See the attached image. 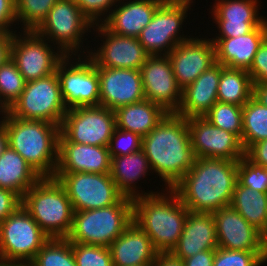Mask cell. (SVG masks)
Wrapping results in <instances>:
<instances>
[{"label": "cell", "mask_w": 267, "mask_h": 266, "mask_svg": "<svg viewBox=\"0 0 267 266\" xmlns=\"http://www.w3.org/2000/svg\"><path fill=\"white\" fill-rule=\"evenodd\" d=\"M215 250H205L183 260L184 266H213Z\"/></svg>", "instance_id": "7dc6e473"}, {"label": "cell", "mask_w": 267, "mask_h": 266, "mask_svg": "<svg viewBox=\"0 0 267 266\" xmlns=\"http://www.w3.org/2000/svg\"><path fill=\"white\" fill-rule=\"evenodd\" d=\"M238 161L196 158L192 168L171 188L191 212L214 213L230 206Z\"/></svg>", "instance_id": "6da1fadb"}, {"label": "cell", "mask_w": 267, "mask_h": 266, "mask_svg": "<svg viewBox=\"0 0 267 266\" xmlns=\"http://www.w3.org/2000/svg\"><path fill=\"white\" fill-rule=\"evenodd\" d=\"M8 112L16 118L46 121L60 127L67 108L61 96L57 73L26 82Z\"/></svg>", "instance_id": "ba28073f"}, {"label": "cell", "mask_w": 267, "mask_h": 266, "mask_svg": "<svg viewBox=\"0 0 267 266\" xmlns=\"http://www.w3.org/2000/svg\"><path fill=\"white\" fill-rule=\"evenodd\" d=\"M110 169L111 156L108 147L69 142L60 133L55 173L109 174Z\"/></svg>", "instance_id": "7402d4cb"}, {"label": "cell", "mask_w": 267, "mask_h": 266, "mask_svg": "<svg viewBox=\"0 0 267 266\" xmlns=\"http://www.w3.org/2000/svg\"><path fill=\"white\" fill-rule=\"evenodd\" d=\"M218 247L229 250L267 251V238L231 206L212 213Z\"/></svg>", "instance_id": "ffe728a7"}, {"label": "cell", "mask_w": 267, "mask_h": 266, "mask_svg": "<svg viewBox=\"0 0 267 266\" xmlns=\"http://www.w3.org/2000/svg\"><path fill=\"white\" fill-rule=\"evenodd\" d=\"M253 82L247 70L221 65L218 102L243 106L252 97Z\"/></svg>", "instance_id": "1f68e13d"}, {"label": "cell", "mask_w": 267, "mask_h": 266, "mask_svg": "<svg viewBox=\"0 0 267 266\" xmlns=\"http://www.w3.org/2000/svg\"><path fill=\"white\" fill-rule=\"evenodd\" d=\"M178 86L183 90L216 63V48L211 38H195L179 43L167 55Z\"/></svg>", "instance_id": "ac0fdd59"}, {"label": "cell", "mask_w": 267, "mask_h": 266, "mask_svg": "<svg viewBox=\"0 0 267 266\" xmlns=\"http://www.w3.org/2000/svg\"><path fill=\"white\" fill-rule=\"evenodd\" d=\"M93 26L74 0H58L35 32L51 41L52 46L58 45L56 49H60L65 55L76 57L81 53L87 55L86 50L82 52L80 48H83L84 34L91 32L89 28Z\"/></svg>", "instance_id": "52a82bcc"}, {"label": "cell", "mask_w": 267, "mask_h": 266, "mask_svg": "<svg viewBox=\"0 0 267 266\" xmlns=\"http://www.w3.org/2000/svg\"><path fill=\"white\" fill-rule=\"evenodd\" d=\"M267 262V251L215 250L213 266H260Z\"/></svg>", "instance_id": "74e56055"}, {"label": "cell", "mask_w": 267, "mask_h": 266, "mask_svg": "<svg viewBox=\"0 0 267 266\" xmlns=\"http://www.w3.org/2000/svg\"><path fill=\"white\" fill-rule=\"evenodd\" d=\"M23 208L49 238H67L74 210L63 185L54 177H41L22 197Z\"/></svg>", "instance_id": "5b68a950"}, {"label": "cell", "mask_w": 267, "mask_h": 266, "mask_svg": "<svg viewBox=\"0 0 267 266\" xmlns=\"http://www.w3.org/2000/svg\"><path fill=\"white\" fill-rule=\"evenodd\" d=\"M265 26H266V30H267V19H265Z\"/></svg>", "instance_id": "9f6ffc18"}, {"label": "cell", "mask_w": 267, "mask_h": 266, "mask_svg": "<svg viewBox=\"0 0 267 266\" xmlns=\"http://www.w3.org/2000/svg\"><path fill=\"white\" fill-rule=\"evenodd\" d=\"M28 266H77L71 242L67 238H50Z\"/></svg>", "instance_id": "836d02e7"}, {"label": "cell", "mask_w": 267, "mask_h": 266, "mask_svg": "<svg viewBox=\"0 0 267 266\" xmlns=\"http://www.w3.org/2000/svg\"><path fill=\"white\" fill-rule=\"evenodd\" d=\"M8 145L41 176L54 177L58 164L60 127L41 120L5 116Z\"/></svg>", "instance_id": "277c9868"}, {"label": "cell", "mask_w": 267, "mask_h": 266, "mask_svg": "<svg viewBox=\"0 0 267 266\" xmlns=\"http://www.w3.org/2000/svg\"><path fill=\"white\" fill-rule=\"evenodd\" d=\"M217 248L218 241L213 215L189 211L179 242L169 253L183 261L201 251Z\"/></svg>", "instance_id": "603a6c76"}, {"label": "cell", "mask_w": 267, "mask_h": 266, "mask_svg": "<svg viewBox=\"0 0 267 266\" xmlns=\"http://www.w3.org/2000/svg\"><path fill=\"white\" fill-rule=\"evenodd\" d=\"M0 266H22L21 264L14 263V262H8L0 259Z\"/></svg>", "instance_id": "f5cc1de1"}, {"label": "cell", "mask_w": 267, "mask_h": 266, "mask_svg": "<svg viewBox=\"0 0 267 266\" xmlns=\"http://www.w3.org/2000/svg\"><path fill=\"white\" fill-rule=\"evenodd\" d=\"M195 158L239 161L245 156L241 140L233 133L213 126L205 117L187 119Z\"/></svg>", "instance_id": "e0dca14e"}, {"label": "cell", "mask_w": 267, "mask_h": 266, "mask_svg": "<svg viewBox=\"0 0 267 266\" xmlns=\"http://www.w3.org/2000/svg\"><path fill=\"white\" fill-rule=\"evenodd\" d=\"M213 126L242 137V106L216 102L203 116Z\"/></svg>", "instance_id": "e575fe53"}, {"label": "cell", "mask_w": 267, "mask_h": 266, "mask_svg": "<svg viewBox=\"0 0 267 266\" xmlns=\"http://www.w3.org/2000/svg\"><path fill=\"white\" fill-rule=\"evenodd\" d=\"M118 1L119 0H74L79 9L93 25L102 24L110 15V11H112L110 8H113V6L115 7ZM102 16L104 18H102Z\"/></svg>", "instance_id": "b9f144b4"}, {"label": "cell", "mask_w": 267, "mask_h": 266, "mask_svg": "<svg viewBox=\"0 0 267 266\" xmlns=\"http://www.w3.org/2000/svg\"><path fill=\"white\" fill-rule=\"evenodd\" d=\"M114 112L117 128L131 131L141 137L149 134L167 114L159 105L148 99L121 106Z\"/></svg>", "instance_id": "f1b7e54d"}, {"label": "cell", "mask_w": 267, "mask_h": 266, "mask_svg": "<svg viewBox=\"0 0 267 266\" xmlns=\"http://www.w3.org/2000/svg\"><path fill=\"white\" fill-rule=\"evenodd\" d=\"M267 139V107L253 97L242 106L241 143L245 152L259 141Z\"/></svg>", "instance_id": "d6a6232c"}, {"label": "cell", "mask_w": 267, "mask_h": 266, "mask_svg": "<svg viewBox=\"0 0 267 266\" xmlns=\"http://www.w3.org/2000/svg\"><path fill=\"white\" fill-rule=\"evenodd\" d=\"M54 178L65 188L74 211L107 207L124 197L110 173H55Z\"/></svg>", "instance_id": "4fadbf2b"}, {"label": "cell", "mask_w": 267, "mask_h": 266, "mask_svg": "<svg viewBox=\"0 0 267 266\" xmlns=\"http://www.w3.org/2000/svg\"><path fill=\"white\" fill-rule=\"evenodd\" d=\"M237 182L254 191L267 193V168L254 164L244 156L238 161Z\"/></svg>", "instance_id": "f35d334b"}, {"label": "cell", "mask_w": 267, "mask_h": 266, "mask_svg": "<svg viewBox=\"0 0 267 266\" xmlns=\"http://www.w3.org/2000/svg\"><path fill=\"white\" fill-rule=\"evenodd\" d=\"M245 156L254 164L267 168V139L254 143Z\"/></svg>", "instance_id": "bcb514c9"}, {"label": "cell", "mask_w": 267, "mask_h": 266, "mask_svg": "<svg viewBox=\"0 0 267 266\" xmlns=\"http://www.w3.org/2000/svg\"><path fill=\"white\" fill-rule=\"evenodd\" d=\"M41 178L27 161L9 146L0 156V188L21 198Z\"/></svg>", "instance_id": "f546056e"}, {"label": "cell", "mask_w": 267, "mask_h": 266, "mask_svg": "<svg viewBox=\"0 0 267 266\" xmlns=\"http://www.w3.org/2000/svg\"><path fill=\"white\" fill-rule=\"evenodd\" d=\"M155 266H184L183 261L173 257L170 253H158Z\"/></svg>", "instance_id": "681fc988"}, {"label": "cell", "mask_w": 267, "mask_h": 266, "mask_svg": "<svg viewBox=\"0 0 267 266\" xmlns=\"http://www.w3.org/2000/svg\"><path fill=\"white\" fill-rule=\"evenodd\" d=\"M220 77L221 64L216 62L182 90L181 105L176 114L186 119L204 116L218 101Z\"/></svg>", "instance_id": "484cf974"}, {"label": "cell", "mask_w": 267, "mask_h": 266, "mask_svg": "<svg viewBox=\"0 0 267 266\" xmlns=\"http://www.w3.org/2000/svg\"><path fill=\"white\" fill-rule=\"evenodd\" d=\"M26 81L9 58L0 66V101L9 109L24 90Z\"/></svg>", "instance_id": "8d00e7d4"}, {"label": "cell", "mask_w": 267, "mask_h": 266, "mask_svg": "<svg viewBox=\"0 0 267 266\" xmlns=\"http://www.w3.org/2000/svg\"><path fill=\"white\" fill-rule=\"evenodd\" d=\"M108 148L111 158L135 153L142 149V137L116 127Z\"/></svg>", "instance_id": "60d3db41"}, {"label": "cell", "mask_w": 267, "mask_h": 266, "mask_svg": "<svg viewBox=\"0 0 267 266\" xmlns=\"http://www.w3.org/2000/svg\"><path fill=\"white\" fill-rule=\"evenodd\" d=\"M77 266H114L109 247L71 243Z\"/></svg>", "instance_id": "ab89813d"}, {"label": "cell", "mask_w": 267, "mask_h": 266, "mask_svg": "<svg viewBox=\"0 0 267 266\" xmlns=\"http://www.w3.org/2000/svg\"><path fill=\"white\" fill-rule=\"evenodd\" d=\"M267 37L265 21L252 32L231 38H212L216 62L229 68L249 70L260 44Z\"/></svg>", "instance_id": "d4e9b609"}, {"label": "cell", "mask_w": 267, "mask_h": 266, "mask_svg": "<svg viewBox=\"0 0 267 266\" xmlns=\"http://www.w3.org/2000/svg\"><path fill=\"white\" fill-rule=\"evenodd\" d=\"M97 29V30H95ZM98 31L103 44L94 50L86 51L96 67L126 68L140 70L150 54L141 45L138 38L120 36L109 31L103 24L93 26ZM105 39V40H104Z\"/></svg>", "instance_id": "9a60e30c"}, {"label": "cell", "mask_w": 267, "mask_h": 266, "mask_svg": "<svg viewBox=\"0 0 267 266\" xmlns=\"http://www.w3.org/2000/svg\"><path fill=\"white\" fill-rule=\"evenodd\" d=\"M15 0H0V32L15 33L11 26L17 23ZM12 24V25H11Z\"/></svg>", "instance_id": "f6af8a7d"}, {"label": "cell", "mask_w": 267, "mask_h": 266, "mask_svg": "<svg viewBox=\"0 0 267 266\" xmlns=\"http://www.w3.org/2000/svg\"><path fill=\"white\" fill-rule=\"evenodd\" d=\"M116 128L114 110L101 105L68 109L60 133L73 143L108 147Z\"/></svg>", "instance_id": "7c38bea8"}, {"label": "cell", "mask_w": 267, "mask_h": 266, "mask_svg": "<svg viewBox=\"0 0 267 266\" xmlns=\"http://www.w3.org/2000/svg\"><path fill=\"white\" fill-rule=\"evenodd\" d=\"M2 113V114H1ZM8 113L7 107L0 101V114L6 116Z\"/></svg>", "instance_id": "db71d44e"}, {"label": "cell", "mask_w": 267, "mask_h": 266, "mask_svg": "<svg viewBox=\"0 0 267 266\" xmlns=\"http://www.w3.org/2000/svg\"><path fill=\"white\" fill-rule=\"evenodd\" d=\"M142 150L166 189L173 188L196 159L187 119L176 113H167L149 134L142 137Z\"/></svg>", "instance_id": "7a4b0ae2"}, {"label": "cell", "mask_w": 267, "mask_h": 266, "mask_svg": "<svg viewBox=\"0 0 267 266\" xmlns=\"http://www.w3.org/2000/svg\"><path fill=\"white\" fill-rule=\"evenodd\" d=\"M152 171L150 163L141 149L135 153L111 158L110 175L117 185L119 191L129 198H136L141 195H151L157 192L149 191L140 193L136 184L141 177H146ZM147 174V175H146ZM144 192V193H143Z\"/></svg>", "instance_id": "83f0119b"}, {"label": "cell", "mask_w": 267, "mask_h": 266, "mask_svg": "<svg viewBox=\"0 0 267 266\" xmlns=\"http://www.w3.org/2000/svg\"><path fill=\"white\" fill-rule=\"evenodd\" d=\"M133 221V200L123 197L117 204L74 211L67 239L71 243L109 247Z\"/></svg>", "instance_id": "8992f818"}, {"label": "cell", "mask_w": 267, "mask_h": 266, "mask_svg": "<svg viewBox=\"0 0 267 266\" xmlns=\"http://www.w3.org/2000/svg\"><path fill=\"white\" fill-rule=\"evenodd\" d=\"M81 55H77L78 58L75 59L72 55H66L56 68L61 96L67 110L75 107L99 105L98 71L87 55H85L86 57ZM71 58L74 61L77 60L76 63L72 62Z\"/></svg>", "instance_id": "8fae6325"}, {"label": "cell", "mask_w": 267, "mask_h": 266, "mask_svg": "<svg viewBox=\"0 0 267 266\" xmlns=\"http://www.w3.org/2000/svg\"><path fill=\"white\" fill-rule=\"evenodd\" d=\"M14 33L0 32V66L10 58V47Z\"/></svg>", "instance_id": "c3c4849f"}, {"label": "cell", "mask_w": 267, "mask_h": 266, "mask_svg": "<svg viewBox=\"0 0 267 266\" xmlns=\"http://www.w3.org/2000/svg\"><path fill=\"white\" fill-rule=\"evenodd\" d=\"M114 266H135L155 263L159 253L149 236L135 223L115 239L109 246Z\"/></svg>", "instance_id": "4316f807"}, {"label": "cell", "mask_w": 267, "mask_h": 266, "mask_svg": "<svg viewBox=\"0 0 267 266\" xmlns=\"http://www.w3.org/2000/svg\"><path fill=\"white\" fill-rule=\"evenodd\" d=\"M49 239L21 205L0 223V259L28 265Z\"/></svg>", "instance_id": "9c48e42d"}, {"label": "cell", "mask_w": 267, "mask_h": 266, "mask_svg": "<svg viewBox=\"0 0 267 266\" xmlns=\"http://www.w3.org/2000/svg\"><path fill=\"white\" fill-rule=\"evenodd\" d=\"M58 0H15L16 17L22 22L21 31H35L47 18L50 9Z\"/></svg>", "instance_id": "d590c367"}, {"label": "cell", "mask_w": 267, "mask_h": 266, "mask_svg": "<svg viewBox=\"0 0 267 266\" xmlns=\"http://www.w3.org/2000/svg\"><path fill=\"white\" fill-rule=\"evenodd\" d=\"M135 266H155V263H148V264L135 265Z\"/></svg>", "instance_id": "11a10c76"}, {"label": "cell", "mask_w": 267, "mask_h": 266, "mask_svg": "<svg viewBox=\"0 0 267 266\" xmlns=\"http://www.w3.org/2000/svg\"><path fill=\"white\" fill-rule=\"evenodd\" d=\"M13 34L10 58L26 82L47 77L56 72L58 63L66 56L49 45L47 39L35 31ZM21 34V35H20ZM23 35V36H22ZM52 47V48H51Z\"/></svg>", "instance_id": "5bb4252c"}, {"label": "cell", "mask_w": 267, "mask_h": 266, "mask_svg": "<svg viewBox=\"0 0 267 266\" xmlns=\"http://www.w3.org/2000/svg\"><path fill=\"white\" fill-rule=\"evenodd\" d=\"M230 206L267 238V193L236 182Z\"/></svg>", "instance_id": "4dcf8cb0"}, {"label": "cell", "mask_w": 267, "mask_h": 266, "mask_svg": "<svg viewBox=\"0 0 267 266\" xmlns=\"http://www.w3.org/2000/svg\"><path fill=\"white\" fill-rule=\"evenodd\" d=\"M212 17L219 29L215 38L246 35L259 27L266 17L259 15L258 0H215Z\"/></svg>", "instance_id": "44dd1931"}, {"label": "cell", "mask_w": 267, "mask_h": 266, "mask_svg": "<svg viewBox=\"0 0 267 266\" xmlns=\"http://www.w3.org/2000/svg\"><path fill=\"white\" fill-rule=\"evenodd\" d=\"M252 97L267 107V83L253 84Z\"/></svg>", "instance_id": "f907efd6"}, {"label": "cell", "mask_w": 267, "mask_h": 266, "mask_svg": "<svg viewBox=\"0 0 267 266\" xmlns=\"http://www.w3.org/2000/svg\"><path fill=\"white\" fill-rule=\"evenodd\" d=\"M5 116L2 117L0 121V156L7 149L8 145V135L3 124Z\"/></svg>", "instance_id": "816d5d0a"}, {"label": "cell", "mask_w": 267, "mask_h": 266, "mask_svg": "<svg viewBox=\"0 0 267 266\" xmlns=\"http://www.w3.org/2000/svg\"><path fill=\"white\" fill-rule=\"evenodd\" d=\"M192 4L193 0H165L157 8L151 22L137 37L150 56L168 55L179 43L189 39L179 32Z\"/></svg>", "instance_id": "30bf717a"}, {"label": "cell", "mask_w": 267, "mask_h": 266, "mask_svg": "<svg viewBox=\"0 0 267 266\" xmlns=\"http://www.w3.org/2000/svg\"><path fill=\"white\" fill-rule=\"evenodd\" d=\"M248 73L253 84L267 83V37L260 44Z\"/></svg>", "instance_id": "7bdbcfd3"}, {"label": "cell", "mask_w": 267, "mask_h": 266, "mask_svg": "<svg viewBox=\"0 0 267 266\" xmlns=\"http://www.w3.org/2000/svg\"><path fill=\"white\" fill-rule=\"evenodd\" d=\"M99 76V105L110 110L145 99L141 71L96 67Z\"/></svg>", "instance_id": "d6986e66"}, {"label": "cell", "mask_w": 267, "mask_h": 266, "mask_svg": "<svg viewBox=\"0 0 267 266\" xmlns=\"http://www.w3.org/2000/svg\"><path fill=\"white\" fill-rule=\"evenodd\" d=\"M122 1H118L116 8L112 9L102 24L116 35L137 38L165 0Z\"/></svg>", "instance_id": "cb8c5ba5"}, {"label": "cell", "mask_w": 267, "mask_h": 266, "mask_svg": "<svg viewBox=\"0 0 267 266\" xmlns=\"http://www.w3.org/2000/svg\"><path fill=\"white\" fill-rule=\"evenodd\" d=\"M145 99L159 105L167 113H177L182 101L171 61L167 55H152L141 66Z\"/></svg>", "instance_id": "2e32d148"}, {"label": "cell", "mask_w": 267, "mask_h": 266, "mask_svg": "<svg viewBox=\"0 0 267 266\" xmlns=\"http://www.w3.org/2000/svg\"><path fill=\"white\" fill-rule=\"evenodd\" d=\"M133 198V222L151 239L159 253H169L179 242L189 210L172 189Z\"/></svg>", "instance_id": "3957f363"}, {"label": "cell", "mask_w": 267, "mask_h": 266, "mask_svg": "<svg viewBox=\"0 0 267 266\" xmlns=\"http://www.w3.org/2000/svg\"><path fill=\"white\" fill-rule=\"evenodd\" d=\"M22 205V198L12 190L0 188V223Z\"/></svg>", "instance_id": "ee69618b"}]
</instances>
